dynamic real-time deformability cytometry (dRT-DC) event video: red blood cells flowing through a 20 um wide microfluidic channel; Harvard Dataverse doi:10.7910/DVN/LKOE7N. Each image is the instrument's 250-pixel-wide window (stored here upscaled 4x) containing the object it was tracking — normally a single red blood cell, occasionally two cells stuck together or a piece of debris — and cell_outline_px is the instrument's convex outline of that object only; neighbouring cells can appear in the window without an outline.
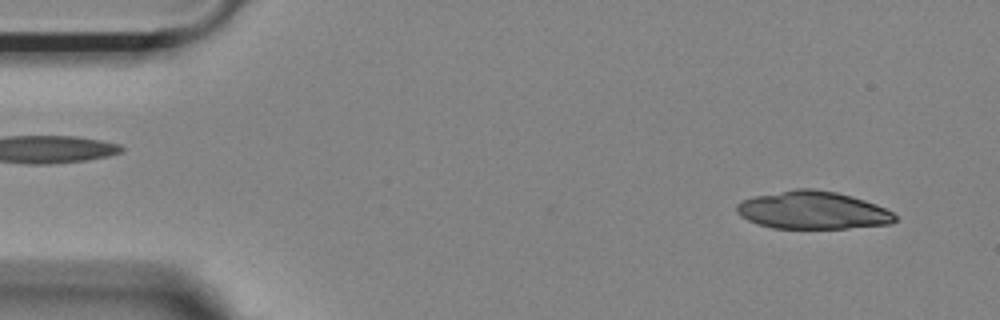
{"species": "Egyptian fruit bat (a non-hibernating species)", "species_latin": "Rousettus aegyptiacus", "temperature_condition": "room temperature", "stored_images_in_passage": 37, "camera_frame_rate_fps": 3000, "um_per_image_px": 0.085, "animal": {"sex": "female"}, "frame": {"image": 1, "passage_image": 3, "time_ms": 0.667, "image_size_px": [1000, 320], "cell_outline_px": [[896, 220], [892, 224], [848, 228], [772, 228], [756, 224], [740, 216], [736, 212], [736, 204], [744, 200], [756, 196], [796, 188], [812, 188], [836, 192], [852, 196], [876, 204], [892, 212], [896, 216]], "centroid_in_image_um": [69.08, 17.87], "position_along_channel_um": 15.9, "area_um2": 34.85}}
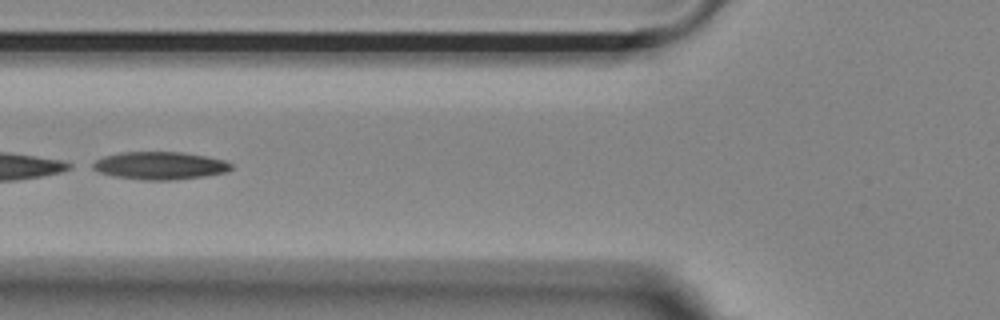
{"frame": {"image": 2, "passage_image": 19, "time_ms": 6.0, "image_size_px": [1000, 320], "cell_outline_px": [[232, 168], [224, 172], [204, 176], [172, 180], [144, 180], [116, 176], [100, 172], [92, 168], [88, 164], [104, 156], [120, 152], [184, 152], [224, 160], [232, 164]], "centroid_in_image_um": [13.55, 14.07], "position_along_channel_um": 112.2, "area_um2": 22.25}}
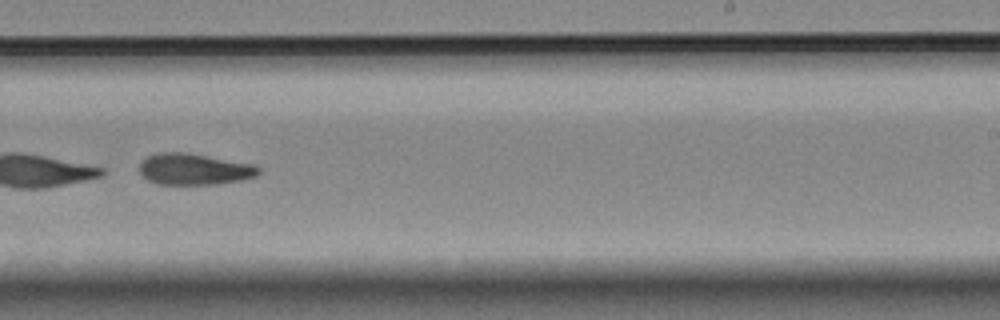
{"frame": {"image": 3, "passage_image": 32, "time_ms": 10.333, "image_size_px": [1000, 320], "cell_outline_px": [[260, 172], [256, 176], [240, 180], [220, 184], [156, 184], [148, 180], [140, 172], [140, 164], [148, 156], [156, 152], [188, 152], [252, 164], [260, 168]], "centroid_in_image_um": [16.5, 14.37], "position_along_channel_um": 272.5, "area_um2": 21.73}}